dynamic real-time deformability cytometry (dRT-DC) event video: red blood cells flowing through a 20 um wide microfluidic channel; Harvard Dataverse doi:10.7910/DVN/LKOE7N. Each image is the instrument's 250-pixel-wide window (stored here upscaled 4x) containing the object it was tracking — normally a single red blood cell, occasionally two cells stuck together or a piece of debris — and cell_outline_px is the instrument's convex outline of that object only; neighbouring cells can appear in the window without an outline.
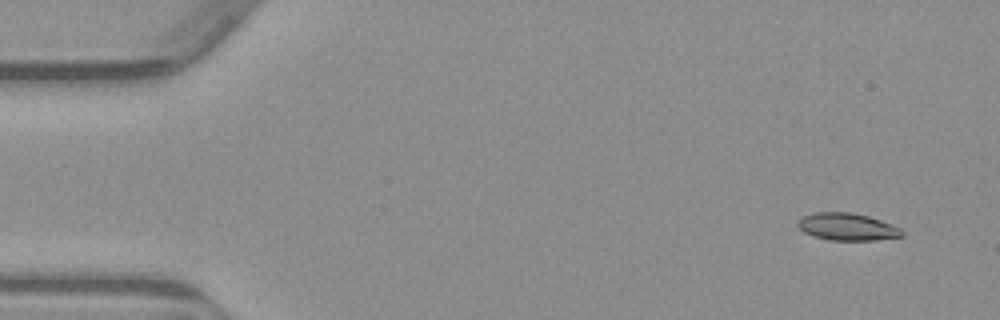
{"species": "common noctule bat (a hibernating species)", "species_latin": "Nyctalus noctula", "temperature_condition": "warm", "stored_images_in_passage": 6, "camera_frame_rate_fps": 3000, "um_per_image_px": 0.085, "animal": {"sex": "male", "body_mass_g": 23.1, "forearm_length_mm": 52.7}, "frame": {"image": 1, "passage_image": 1, "time_ms": 0.0, "image_size_px": [1000, 320], "cell_outline_px": [[904, 236], [876, 240], [828, 240], [812, 236], [804, 232], [796, 224], [796, 220], [804, 216], [816, 212], [852, 212], [868, 216], [892, 224], [900, 228], [904, 232]], "centroid_in_image_um": [72.01, 19.28], "position_along_channel_um": 13.0, "area_um2": 16.7}}
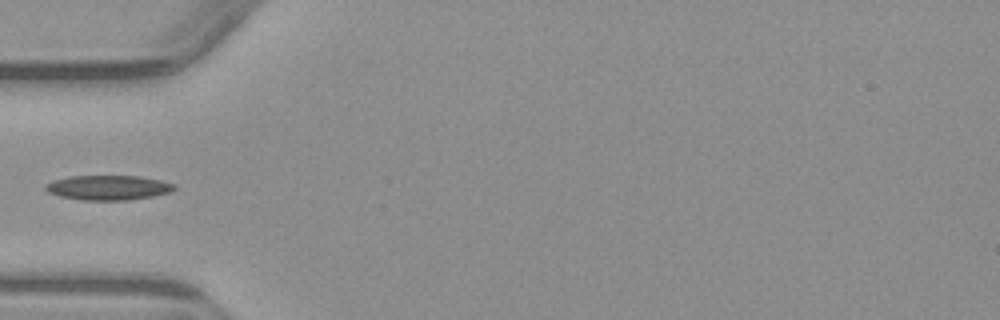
{"frame": {"image": 2, "passage_image": 5, "time_ms": 4.667, "image_size_px": [1000, 320], "cell_outline_px": [[176, 188], [168, 192], [152, 196], [128, 200], [80, 200], [60, 196], [48, 192], [44, 188], [44, 184], [52, 180], [68, 176], [140, 176], [160, 180], [172, 184]], "centroid_in_image_um": [9.12, 15.94], "position_along_channel_um": 75.9, "area_um2": 18.5}}
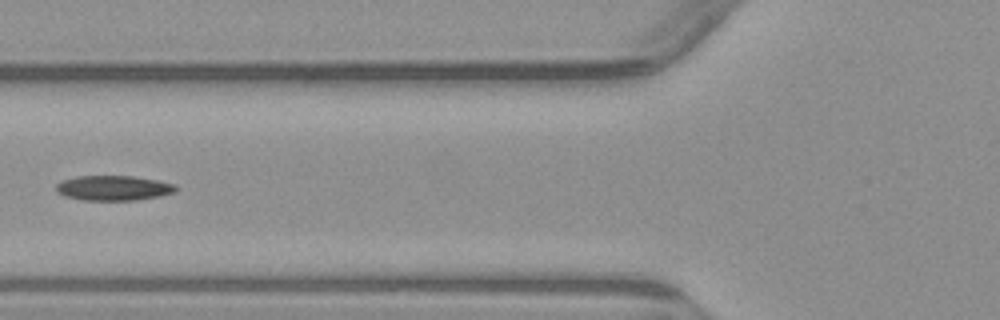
{"frame": {"image": 3, "passage_image": 6, "time_ms": 5.667, "image_size_px": [1000, 320], "cell_outline_px": [[176, 192], [160, 196], [136, 200], [80, 200], [64, 196], [56, 192], [56, 184], [64, 180], [76, 176], [132, 176], [160, 180], [176, 184]], "centroid_in_image_um": [9.66, 15.98], "position_along_channel_um": 116.1, "area_um2": 17.57}}